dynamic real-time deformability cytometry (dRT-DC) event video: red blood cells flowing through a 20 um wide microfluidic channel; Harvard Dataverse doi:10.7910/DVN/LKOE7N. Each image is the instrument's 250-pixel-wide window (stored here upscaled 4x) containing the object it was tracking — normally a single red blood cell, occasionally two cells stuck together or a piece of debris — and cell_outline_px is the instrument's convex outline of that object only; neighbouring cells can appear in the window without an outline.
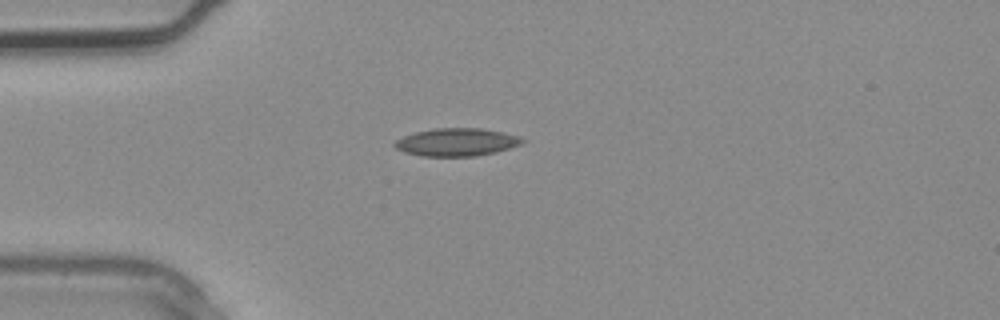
{"species": "common noctule bat (a hibernating species)", "species_latin": "Nyctalus noctula", "temperature_condition": "warm", "stored_images_in_passage": 1, "camera_frame_rate_fps": 3000, "um_per_image_px": 0.085, "animal": {"sex": "male", "body_mass_g": 20.4}, "frame": {"image": 1, "passage_image": 1, "time_ms": 0.0, "image_size_px": [1000, 320], "cell_outline_px": [[528, 140], [524, 144], [496, 152], [476, 156], [420, 156], [404, 152], [396, 148], [392, 144], [396, 140], [404, 136], [416, 132], [436, 128], [484, 128], [504, 132], [520, 136]], "centroid_in_image_um": [38.88, 12.08], "position_along_channel_um": 46.1, "area_um2": 20.98}}